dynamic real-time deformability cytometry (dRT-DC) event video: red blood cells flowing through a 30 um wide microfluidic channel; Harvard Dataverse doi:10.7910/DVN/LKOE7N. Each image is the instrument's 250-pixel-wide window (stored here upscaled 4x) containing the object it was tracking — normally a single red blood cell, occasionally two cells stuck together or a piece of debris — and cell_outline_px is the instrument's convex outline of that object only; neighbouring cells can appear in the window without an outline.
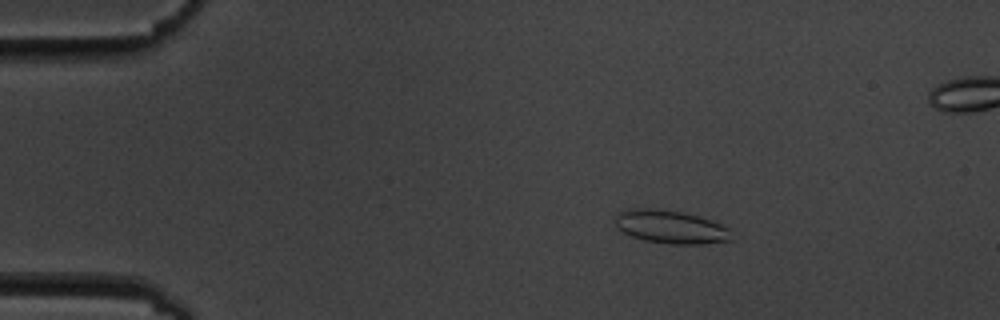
{"species": "common noctule bat (a hibernating species)", "species_latin": "Nyctalus noctula", "temperature_condition": "cold", "stored_images_in_passage": 5, "camera_frame_rate_fps": 3000, "um_per_image_px": 0.085, "animal": {"sex": "male", "body_mass_g": 19.5, "forearm_length_mm": 54.6}, "frame": {"image": 1, "passage_image": 2, "time_ms": 1.0, "image_size_px": [1000, 320], "cell_outline_px": [[736, 240], [704, 244], [672, 244], [644, 240], [632, 236], [624, 232], [616, 224], [616, 216], [620, 212], [628, 208], [652, 208], [680, 212], [696, 216], [720, 224], [728, 228]], "centroid_in_image_um": [57.05, 19.3], "position_along_channel_um": 28.0, "area_um2": 22.31}}